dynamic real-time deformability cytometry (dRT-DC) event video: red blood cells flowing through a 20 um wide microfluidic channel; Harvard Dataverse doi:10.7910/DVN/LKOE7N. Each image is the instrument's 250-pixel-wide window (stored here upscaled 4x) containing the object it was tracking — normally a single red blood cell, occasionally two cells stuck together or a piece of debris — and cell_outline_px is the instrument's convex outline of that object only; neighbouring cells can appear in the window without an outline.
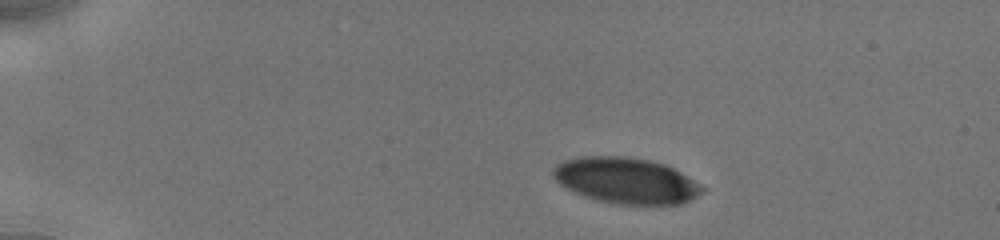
{"species": "human", "species_latin": "Homo sapiens", "temperature_condition": "cold", "stored_images_in_passage": 18, "camera_frame_rate_fps": 3000, "um_per_image_px": 0.085, "donor": {"sex": "male"}, "frame": {"image": 1, "passage_image": 1, "time_ms": 0.0, "image_size_px": [1000, 240], "cell_outline_px": [[708, 188], [704, 192], [680, 204], [616, 204], [596, 200], [584, 196], [560, 184], [552, 176], [552, 168], [556, 164], [564, 160], [580, 156], [624, 156], [648, 160], [664, 164], [680, 172]], "centroid_in_image_um": [53.2, 15.34], "position_along_channel_um": 31.8, "area_um2": 39.88}}
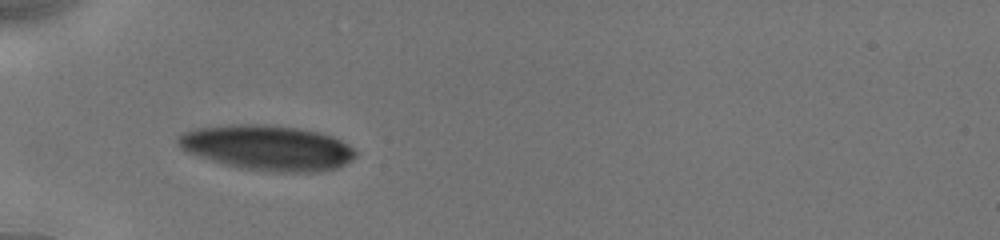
{"frame": {"image": 2, "passage_image": 17, "time_ms": 2.667, "image_size_px": [1000, 240], "cell_outline_px": [[356, 156], [352, 160], [336, 168], [320, 172], [276, 172], [240, 168], [220, 164], [188, 152], [180, 148], [176, 144], [176, 136], [184, 132], [196, 128], [220, 124], [272, 124], [300, 128], [320, 132], [332, 136], [348, 144], [356, 152]], "centroid_in_image_um": [22.69, 12.55], "position_along_channel_um": 62.3, "area_um2": 47.4}}